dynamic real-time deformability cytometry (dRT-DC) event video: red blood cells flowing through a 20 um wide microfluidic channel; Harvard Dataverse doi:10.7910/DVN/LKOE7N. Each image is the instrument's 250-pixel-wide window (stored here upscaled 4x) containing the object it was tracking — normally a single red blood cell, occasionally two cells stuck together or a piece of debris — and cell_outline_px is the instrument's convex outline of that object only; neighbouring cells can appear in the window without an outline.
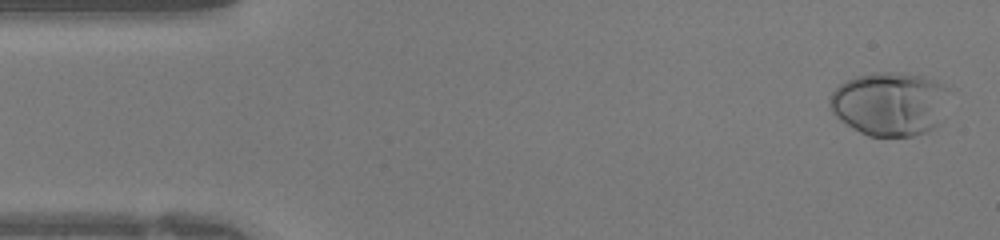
{"species": "human", "species_latin": "Homo sapiens", "temperature_condition": "warm", "stored_images_in_passage": 42, "camera_frame_rate_fps": 3000, "um_per_image_px": 0.085, "donor": {"sex": "female"}, "frame": {"image": 1, "passage_image": 2, "time_ms": 0.333, "image_size_px": [1000, 240], "cell_outline_px": [[952, 84], [940, 124], [924, 132], [912, 136], [868, 136], [860, 132], [840, 120], [832, 112], [828, 104], [828, 100], [832, 92], [840, 84], [856, 76], [872, 72], [892, 72], [924, 76]], "centroid_in_image_um": [75.68, 8.8], "position_along_channel_um": 9.3, "area_um2": 45.08}}
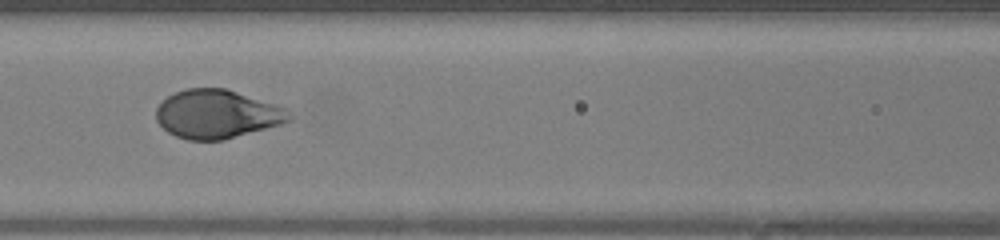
{"frame": {"image": 2, "passage_image": 18, "time_ms": 5.667, "image_size_px": [1000, 240], "cell_outline_px": [[292, 120], [280, 124], [224, 140], [188, 140], [176, 136], [168, 132], [156, 120], [156, 108], [168, 96], [184, 88], [224, 88], [284, 108], [292, 116]], "centroid_in_image_um": [18.4, 9.71], "position_along_channel_um": 148.2, "area_um2": 37.17}}
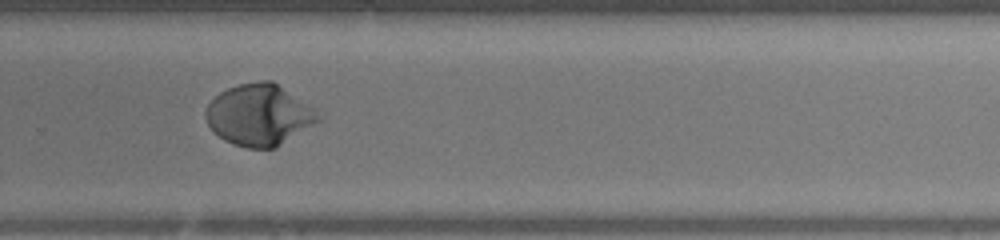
{"frame": {"image": 3, "passage_image": 28, "time_ms": 9.0, "image_size_px": [1000, 240], "cell_outline_px": [[320, 120], [276, 148], [248, 148], [232, 144], [224, 140], [212, 132], [204, 116], [204, 112], [208, 104], [220, 92], [228, 88], [240, 84], [260, 80], [272, 80], [316, 108]], "centroid_in_image_um": [22.02, 9.77], "position_along_channel_um": 307.8, "area_um2": 40.34}}